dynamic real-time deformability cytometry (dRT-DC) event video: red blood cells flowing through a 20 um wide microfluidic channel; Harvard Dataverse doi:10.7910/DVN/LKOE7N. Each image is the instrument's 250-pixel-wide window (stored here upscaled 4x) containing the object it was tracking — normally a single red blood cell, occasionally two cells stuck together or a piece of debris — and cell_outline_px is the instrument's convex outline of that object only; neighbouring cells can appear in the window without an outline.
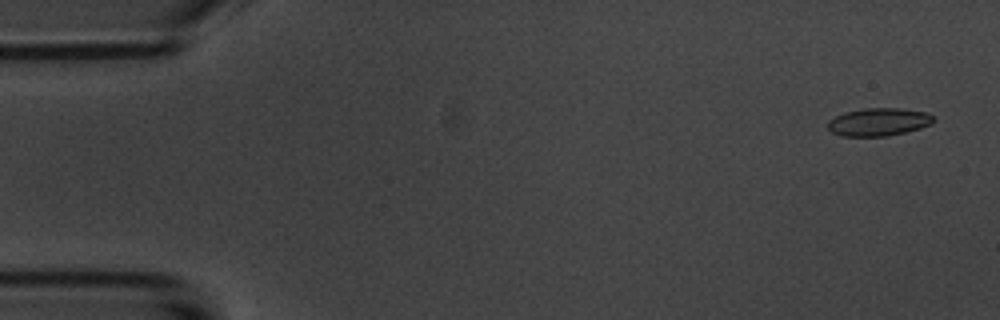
{"species": "common noctule bat (a hibernating species)", "species_latin": "Nyctalus noctula", "temperature_condition": "room temperature", "stored_images_in_passage": 5, "camera_frame_rate_fps": 3000, "um_per_image_px": 0.085, "animal": {"sex": "male", "body_mass_g": 20.1, "forearm_length_mm": 53.5}, "frame": {"image": 1, "passage_image": 1, "time_ms": 0.0, "image_size_px": [1000, 320], "cell_outline_px": [[936, 120], [920, 128], [888, 136], [840, 136], [832, 132], [828, 128], [828, 120], [844, 112], [864, 108], [900, 108], [924, 112], [932, 116]], "centroid_in_image_um": [74.64, 10.36], "position_along_channel_um": 10.4, "area_um2": 17.05}}